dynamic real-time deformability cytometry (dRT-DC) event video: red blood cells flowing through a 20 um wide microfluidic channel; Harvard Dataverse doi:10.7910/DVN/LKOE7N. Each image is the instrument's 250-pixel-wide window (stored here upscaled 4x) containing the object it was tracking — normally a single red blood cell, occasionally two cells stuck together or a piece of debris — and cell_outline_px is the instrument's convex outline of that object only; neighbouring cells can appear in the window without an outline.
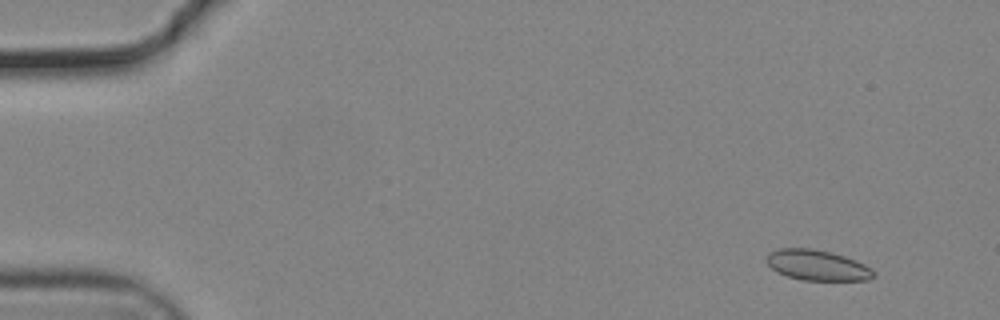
{"species": "common noctule bat (a hibernating species)", "species_latin": "Nyctalus noctula", "temperature_condition": "cold", "stored_images_in_passage": 56, "camera_frame_rate_fps": 3000, "um_per_image_px": 0.085, "animal": {"sex": "male", "body_mass_g": 19.2, "forearm_length_mm": 51.8}, "frame": {"image": 1, "passage_image": 5, "time_ms": 1.333, "image_size_px": [1000, 320], "cell_outline_px": [[876, 276], [868, 280], [804, 280], [788, 276], [776, 272], [764, 260], [768, 252], [780, 248], [812, 248], [844, 256], [856, 260], [872, 268], [876, 272]], "centroid_in_image_um": [69.46, 22.54], "position_along_channel_um": 15.5, "area_um2": 19.13}}
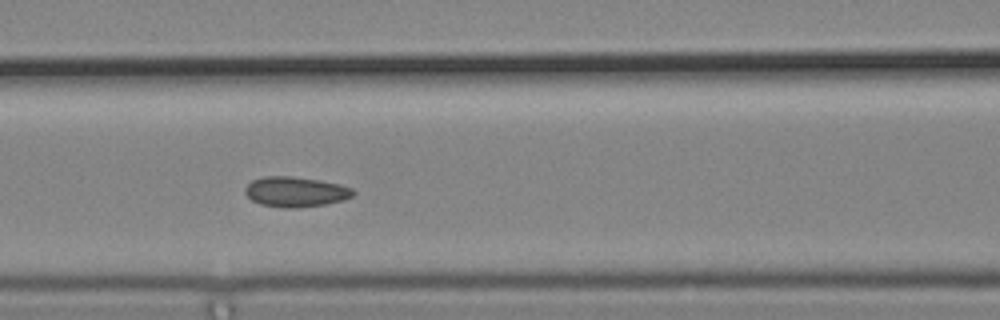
{"frame": {"image": 2, "passage_image": 25, "time_ms": 8.0, "image_size_px": [1000, 320], "cell_outline_px": [[356, 192], [352, 196], [344, 200], [324, 204], [292, 208], [284, 208], [260, 204], [252, 200], [244, 192], [244, 188], [252, 180], [264, 176], [292, 176], [320, 180], [340, 184], [352, 188]], "centroid_in_image_um": [25.12, 16.29], "position_along_channel_um": 141.5, "area_um2": 19.02}}
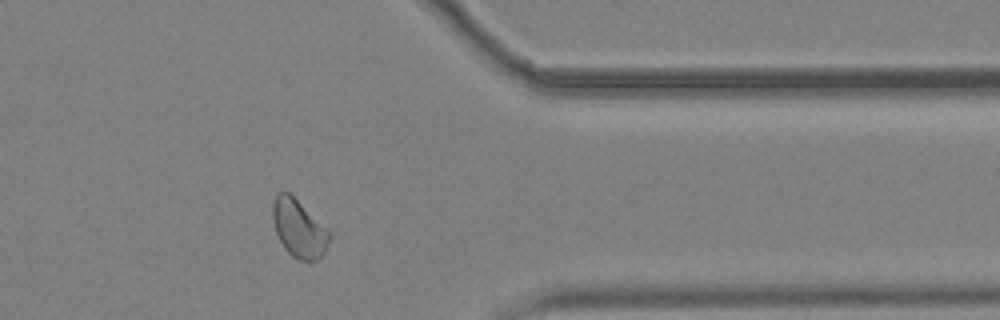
{"frame": {"image": 3, "passage_image": 46, "time_ms": 15.0, "image_size_px": [1000, 320], "cell_outline_px": [[332, 236], [324, 252], [316, 260], [300, 260], [292, 256], [284, 248], [276, 232], [272, 220], [272, 204], [276, 192], [288, 192]], "centroid_in_image_um": [25.35, 19.43], "position_along_channel_um": 386.1, "area_um2": 18.44}, "authors_computed_cell_mechanics": {"area_um2": 19.0451, "velocity_mm_per_s": 3.6883, "shape_relaxation_time_tau1_ms": null, "shape_relaxation_time_tau2_ms": 3.4918, "deformation_change_tau1": null, "deformation_change_tau2": 0.0591}}